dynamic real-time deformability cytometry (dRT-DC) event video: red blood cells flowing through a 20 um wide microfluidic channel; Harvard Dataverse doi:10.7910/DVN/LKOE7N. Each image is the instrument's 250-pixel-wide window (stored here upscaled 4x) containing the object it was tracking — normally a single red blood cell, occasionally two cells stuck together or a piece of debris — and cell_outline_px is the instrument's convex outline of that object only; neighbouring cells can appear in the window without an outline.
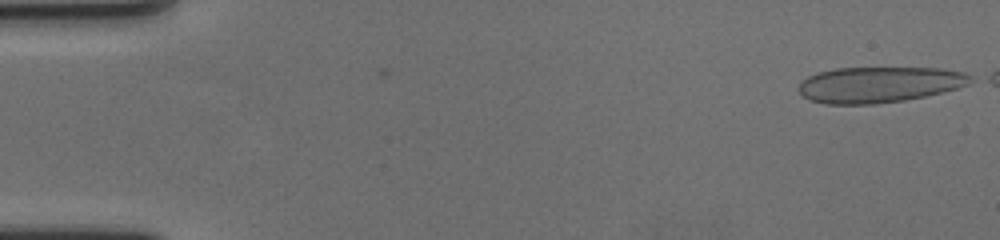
{"species": "human", "species_latin": "Homo sapiens", "temperature_condition": "cold", "stored_images_in_passage": 56, "camera_frame_rate_fps": 3000, "um_per_image_px": 0.085, "donor": {"sex": "female"}, "frame": {"image": 1, "passage_image": 1, "time_ms": 0.0, "image_size_px": [1000, 240], "cell_outline_px": [[976, 80], [968, 84], [956, 88], [924, 96], [904, 100], [876, 104], [824, 104], [808, 100], [796, 88], [800, 80], [816, 72], [836, 68], [940, 68], [964, 72], [972, 76]], "centroid_in_image_um": [74.68, 7.19], "position_along_channel_um": 10.3, "area_um2": 36.18}}
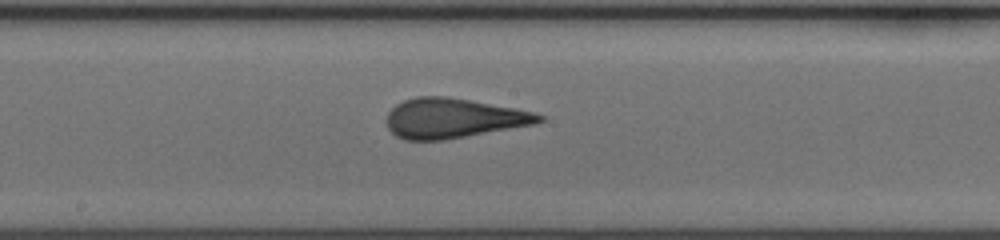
{"frame": {"image": 2, "passage_image": 31, "time_ms": 10.0, "image_size_px": [1000, 240], "cell_outline_px": [[544, 120], [536, 124], [444, 140], [404, 140], [396, 136], [388, 128], [384, 120], [388, 112], [396, 104], [404, 100], [416, 96], [448, 96], [516, 108], [536, 112], [544, 116]], "centroid_in_image_um": [38.52, 10.04], "position_along_channel_um": 209.7, "area_um2": 35.66}}
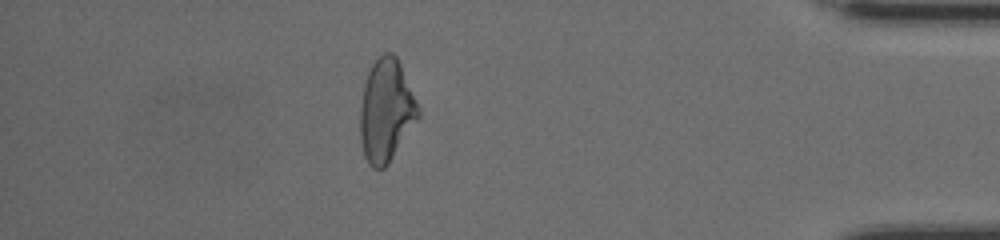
{"frame": {"image": 3, "passage_image": 51, "time_ms": 16.667, "image_size_px": [1000, 240], "cell_outline_px": [[420, 116], [388, 164], [384, 168], [372, 168], [368, 164], [364, 156], [360, 140], [360, 108], [364, 80], [372, 64], [384, 52], [392, 52], [396, 56], [400, 64], [420, 108]], "centroid_in_image_um": [32.81, 9.41], "position_along_channel_um": 402.4, "area_um2": 34.8}, "authors_computed_cell_mechanics": {"area_um2": 35.6048, "velocity_mm_per_s": 3.5268, "shape_relaxation_time_tau1_ms": 10.1401, "shape_relaxation_time_tau2_ms": 1.1567, "deformation_change_tau1": 0.2312, "deformation_change_tau2": 0.0598}}